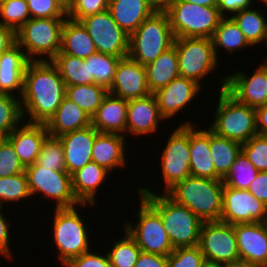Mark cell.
<instances>
[{"instance_id":"6da1fadb","label":"cell","mask_w":267,"mask_h":267,"mask_svg":"<svg viewBox=\"0 0 267 267\" xmlns=\"http://www.w3.org/2000/svg\"><path fill=\"white\" fill-rule=\"evenodd\" d=\"M66 87L51 61H30L20 97L24 121L47 124L66 97Z\"/></svg>"},{"instance_id":"7a4b0ae2","label":"cell","mask_w":267,"mask_h":267,"mask_svg":"<svg viewBox=\"0 0 267 267\" xmlns=\"http://www.w3.org/2000/svg\"><path fill=\"white\" fill-rule=\"evenodd\" d=\"M142 186L135 187L138 195L160 215L173 248L198 246L203 221L166 193Z\"/></svg>"},{"instance_id":"3957f363","label":"cell","mask_w":267,"mask_h":267,"mask_svg":"<svg viewBox=\"0 0 267 267\" xmlns=\"http://www.w3.org/2000/svg\"><path fill=\"white\" fill-rule=\"evenodd\" d=\"M223 181L189 176L175 184L166 194L187 207L203 222L220 221Z\"/></svg>"},{"instance_id":"277c9868","label":"cell","mask_w":267,"mask_h":267,"mask_svg":"<svg viewBox=\"0 0 267 267\" xmlns=\"http://www.w3.org/2000/svg\"><path fill=\"white\" fill-rule=\"evenodd\" d=\"M87 206L92 208L97 205L81 204L72 208H53V218L50 215L53 219V226L51 225L50 228L53 229L51 231L52 245L56 247L54 251L58 250L56 255H58L57 259L60 260L61 267L73 258L91 250V236L88 233L90 230L84 221L86 218L83 217L81 210L78 212V207Z\"/></svg>"},{"instance_id":"5b68a950","label":"cell","mask_w":267,"mask_h":267,"mask_svg":"<svg viewBox=\"0 0 267 267\" xmlns=\"http://www.w3.org/2000/svg\"><path fill=\"white\" fill-rule=\"evenodd\" d=\"M221 87L216 98L217 107L214 110V120L208 128L215 134L229 140L246 143L257 135L255 108L238 102L226 90V76L223 75Z\"/></svg>"},{"instance_id":"8992f818","label":"cell","mask_w":267,"mask_h":267,"mask_svg":"<svg viewBox=\"0 0 267 267\" xmlns=\"http://www.w3.org/2000/svg\"><path fill=\"white\" fill-rule=\"evenodd\" d=\"M65 20L30 18L16 32V43L30 61H51L60 52Z\"/></svg>"},{"instance_id":"52a82bcc","label":"cell","mask_w":267,"mask_h":267,"mask_svg":"<svg viewBox=\"0 0 267 267\" xmlns=\"http://www.w3.org/2000/svg\"><path fill=\"white\" fill-rule=\"evenodd\" d=\"M174 40L167 14L155 12L130 35L128 56L145 66L171 48Z\"/></svg>"},{"instance_id":"ba28073f","label":"cell","mask_w":267,"mask_h":267,"mask_svg":"<svg viewBox=\"0 0 267 267\" xmlns=\"http://www.w3.org/2000/svg\"><path fill=\"white\" fill-rule=\"evenodd\" d=\"M24 172L34 201L40 194L41 200L44 198L48 202L54 201V208H72L81 205L72 189V176L67 171H56L34 163L27 166Z\"/></svg>"},{"instance_id":"9c48e42d","label":"cell","mask_w":267,"mask_h":267,"mask_svg":"<svg viewBox=\"0 0 267 267\" xmlns=\"http://www.w3.org/2000/svg\"><path fill=\"white\" fill-rule=\"evenodd\" d=\"M175 38H212L222 16L217 7L179 0L166 12Z\"/></svg>"},{"instance_id":"30bf717a","label":"cell","mask_w":267,"mask_h":267,"mask_svg":"<svg viewBox=\"0 0 267 267\" xmlns=\"http://www.w3.org/2000/svg\"><path fill=\"white\" fill-rule=\"evenodd\" d=\"M138 198L139 209L134 212L137 219L133 218L138 222L134 224L128 219L122 224V229L135 240L142 252L168 256L174 248L160 215L141 196Z\"/></svg>"},{"instance_id":"8fae6325","label":"cell","mask_w":267,"mask_h":267,"mask_svg":"<svg viewBox=\"0 0 267 267\" xmlns=\"http://www.w3.org/2000/svg\"><path fill=\"white\" fill-rule=\"evenodd\" d=\"M174 45L180 76L194 80L202 87L201 81L217 67H221L214 53L212 38H175Z\"/></svg>"},{"instance_id":"7c38bea8","label":"cell","mask_w":267,"mask_h":267,"mask_svg":"<svg viewBox=\"0 0 267 267\" xmlns=\"http://www.w3.org/2000/svg\"><path fill=\"white\" fill-rule=\"evenodd\" d=\"M162 150L161 181L164 182V193L175 184L191 176L189 150V124H180L167 136Z\"/></svg>"},{"instance_id":"4fadbf2b","label":"cell","mask_w":267,"mask_h":267,"mask_svg":"<svg viewBox=\"0 0 267 267\" xmlns=\"http://www.w3.org/2000/svg\"><path fill=\"white\" fill-rule=\"evenodd\" d=\"M198 246L206 262L219 266L241 262L232 224L203 222Z\"/></svg>"},{"instance_id":"5bb4252c","label":"cell","mask_w":267,"mask_h":267,"mask_svg":"<svg viewBox=\"0 0 267 267\" xmlns=\"http://www.w3.org/2000/svg\"><path fill=\"white\" fill-rule=\"evenodd\" d=\"M80 22L87 29L97 52L116 57L129 55L130 36L114 21L108 9Z\"/></svg>"},{"instance_id":"9a60e30c","label":"cell","mask_w":267,"mask_h":267,"mask_svg":"<svg viewBox=\"0 0 267 267\" xmlns=\"http://www.w3.org/2000/svg\"><path fill=\"white\" fill-rule=\"evenodd\" d=\"M265 59V60H264ZM238 70L226 75L225 90L238 102L252 108L267 104V59L256 67L252 75Z\"/></svg>"},{"instance_id":"2e32d148","label":"cell","mask_w":267,"mask_h":267,"mask_svg":"<svg viewBox=\"0 0 267 267\" xmlns=\"http://www.w3.org/2000/svg\"><path fill=\"white\" fill-rule=\"evenodd\" d=\"M220 221L232 225L267 222V205L248 190H238L224 185Z\"/></svg>"},{"instance_id":"e0dca14e","label":"cell","mask_w":267,"mask_h":267,"mask_svg":"<svg viewBox=\"0 0 267 267\" xmlns=\"http://www.w3.org/2000/svg\"><path fill=\"white\" fill-rule=\"evenodd\" d=\"M162 121L165 123L166 119L161 115L154 94L127 101L126 138L129 134L135 138L155 134Z\"/></svg>"},{"instance_id":"ac0fdd59","label":"cell","mask_w":267,"mask_h":267,"mask_svg":"<svg viewBox=\"0 0 267 267\" xmlns=\"http://www.w3.org/2000/svg\"><path fill=\"white\" fill-rule=\"evenodd\" d=\"M202 86L194 80L178 76L164 88L154 93L161 115L166 119H172L185 108L193 104L197 95H201ZM200 92V93H199ZM193 101V102H192Z\"/></svg>"},{"instance_id":"d6986e66","label":"cell","mask_w":267,"mask_h":267,"mask_svg":"<svg viewBox=\"0 0 267 267\" xmlns=\"http://www.w3.org/2000/svg\"><path fill=\"white\" fill-rule=\"evenodd\" d=\"M108 91L127 101L151 94L145 66L129 56L121 58L116 67L113 84Z\"/></svg>"},{"instance_id":"ffe728a7","label":"cell","mask_w":267,"mask_h":267,"mask_svg":"<svg viewBox=\"0 0 267 267\" xmlns=\"http://www.w3.org/2000/svg\"><path fill=\"white\" fill-rule=\"evenodd\" d=\"M241 262L267 266V222L233 225Z\"/></svg>"},{"instance_id":"44dd1931","label":"cell","mask_w":267,"mask_h":267,"mask_svg":"<svg viewBox=\"0 0 267 267\" xmlns=\"http://www.w3.org/2000/svg\"><path fill=\"white\" fill-rule=\"evenodd\" d=\"M99 132L92 126L59 136L64 150L66 171L72 175L92 161V148Z\"/></svg>"},{"instance_id":"7402d4cb","label":"cell","mask_w":267,"mask_h":267,"mask_svg":"<svg viewBox=\"0 0 267 267\" xmlns=\"http://www.w3.org/2000/svg\"><path fill=\"white\" fill-rule=\"evenodd\" d=\"M48 135L46 124L23 121L6 138L12 143L22 164L27 167L36 163Z\"/></svg>"},{"instance_id":"603a6c76","label":"cell","mask_w":267,"mask_h":267,"mask_svg":"<svg viewBox=\"0 0 267 267\" xmlns=\"http://www.w3.org/2000/svg\"><path fill=\"white\" fill-rule=\"evenodd\" d=\"M192 122L186 120L181 123L189 124L191 176L216 179V170L210 154V129H197L199 126Z\"/></svg>"},{"instance_id":"cb8c5ba5","label":"cell","mask_w":267,"mask_h":267,"mask_svg":"<svg viewBox=\"0 0 267 267\" xmlns=\"http://www.w3.org/2000/svg\"><path fill=\"white\" fill-rule=\"evenodd\" d=\"M29 62L17 43L0 56V93L21 97Z\"/></svg>"},{"instance_id":"d4e9b609","label":"cell","mask_w":267,"mask_h":267,"mask_svg":"<svg viewBox=\"0 0 267 267\" xmlns=\"http://www.w3.org/2000/svg\"><path fill=\"white\" fill-rule=\"evenodd\" d=\"M125 137L116 133L99 132L95 137L92 148V161L111 173L115 169L125 167L128 164L126 163L128 160L126 156L129 153L126 152L129 145H127L128 140Z\"/></svg>"},{"instance_id":"484cf974","label":"cell","mask_w":267,"mask_h":267,"mask_svg":"<svg viewBox=\"0 0 267 267\" xmlns=\"http://www.w3.org/2000/svg\"><path fill=\"white\" fill-rule=\"evenodd\" d=\"M92 126L101 133L126 135L127 100L108 92L96 113L91 117Z\"/></svg>"},{"instance_id":"4316f807","label":"cell","mask_w":267,"mask_h":267,"mask_svg":"<svg viewBox=\"0 0 267 267\" xmlns=\"http://www.w3.org/2000/svg\"><path fill=\"white\" fill-rule=\"evenodd\" d=\"M110 171L98 165L94 161L88 162L83 168L74 172L72 176V189L75 197L81 204H98L97 193ZM96 197V198H95Z\"/></svg>"},{"instance_id":"83f0119b","label":"cell","mask_w":267,"mask_h":267,"mask_svg":"<svg viewBox=\"0 0 267 267\" xmlns=\"http://www.w3.org/2000/svg\"><path fill=\"white\" fill-rule=\"evenodd\" d=\"M108 10L129 36L155 13L148 0H109Z\"/></svg>"},{"instance_id":"f1b7e54d","label":"cell","mask_w":267,"mask_h":267,"mask_svg":"<svg viewBox=\"0 0 267 267\" xmlns=\"http://www.w3.org/2000/svg\"><path fill=\"white\" fill-rule=\"evenodd\" d=\"M90 125H92L91 116L67 97L63 99L54 116L46 124L49 135L54 137Z\"/></svg>"},{"instance_id":"f546056e","label":"cell","mask_w":267,"mask_h":267,"mask_svg":"<svg viewBox=\"0 0 267 267\" xmlns=\"http://www.w3.org/2000/svg\"><path fill=\"white\" fill-rule=\"evenodd\" d=\"M145 69L147 84L152 94L180 76L175 45L163 52L157 59L145 65Z\"/></svg>"},{"instance_id":"4dcf8cb0","label":"cell","mask_w":267,"mask_h":267,"mask_svg":"<svg viewBox=\"0 0 267 267\" xmlns=\"http://www.w3.org/2000/svg\"><path fill=\"white\" fill-rule=\"evenodd\" d=\"M60 52L84 60L97 50L83 24L66 18L62 29Z\"/></svg>"},{"instance_id":"1f68e13d","label":"cell","mask_w":267,"mask_h":267,"mask_svg":"<svg viewBox=\"0 0 267 267\" xmlns=\"http://www.w3.org/2000/svg\"><path fill=\"white\" fill-rule=\"evenodd\" d=\"M242 152V144L219 136L210 130V154L216 170V180H223Z\"/></svg>"},{"instance_id":"d6a6232c","label":"cell","mask_w":267,"mask_h":267,"mask_svg":"<svg viewBox=\"0 0 267 267\" xmlns=\"http://www.w3.org/2000/svg\"><path fill=\"white\" fill-rule=\"evenodd\" d=\"M212 41L214 53L218 61H221L219 60L220 49L223 51L224 48L225 52L233 55L234 52L236 54L241 49L250 48L251 50L253 48L232 18H222L215 29Z\"/></svg>"},{"instance_id":"836d02e7","label":"cell","mask_w":267,"mask_h":267,"mask_svg":"<svg viewBox=\"0 0 267 267\" xmlns=\"http://www.w3.org/2000/svg\"><path fill=\"white\" fill-rule=\"evenodd\" d=\"M254 7L237 12L231 18L252 46L267 45V16L262 13L264 10Z\"/></svg>"},{"instance_id":"e575fe53","label":"cell","mask_w":267,"mask_h":267,"mask_svg":"<svg viewBox=\"0 0 267 267\" xmlns=\"http://www.w3.org/2000/svg\"><path fill=\"white\" fill-rule=\"evenodd\" d=\"M51 62L57 67L66 86L95 84L89 78L88 65L83 59L59 52Z\"/></svg>"},{"instance_id":"d590c367","label":"cell","mask_w":267,"mask_h":267,"mask_svg":"<svg viewBox=\"0 0 267 267\" xmlns=\"http://www.w3.org/2000/svg\"><path fill=\"white\" fill-rule=\"evenodd\" d=\"M121 58L110 54L96 52L84 59L88 65L89 78L94 79V83L109 90L113 84L116 67Z\"/></svg>"},{"instance_id":"8d00e7d4","label":"cell","mask_w":267,"mask_h":267,"mask_svg":"<svg viewBox=\"0 0 267 267\" xmlns=\"http://www.w3.org/2000/svg\"><path fill=\"white\" fill-rule=\"evenodd\" d=\"M108 92L105 87L97 84L66 87V97L76 103L91 117L96 113Z\"/></svg>"},{"instance_id":"74e56055","label":"cell","mask_w":267,"mask_h":267,"mask_svg":"<svg viewBox=\"0 0 267 267\" xmlns=\"http://www.w3.org/2000/svg\"><path fill=\"white\" fill-rule=\"evenodd\" d=\"M123 230V237L110 244L111 249L106 252L112 267H134L141 253L135 240Z\"/></svg>"},{"instance_id":"f35d334b","label":"cell","mask_w":267,"mask_h":267,"mask_svg":"<svg viewBox=\"0 0 267 267\" xmlns=\"http://www.w3.org/2000/svg\"><path fill=\"white\" fill-rule=\"evenodd\" d=\"M28 199L32 200V196L25 172L9 177H0V206L4 204V207H7L5 204L12 202L13 204H19L21 201L24 204Z\"/></svg>"},{"instance_id":"ab89813d","label":"cell","mask_w":267,"mask_h":267,"mask_svg":"<svg viewBox=\"0 0 267 267\" xmlns=\"http://www.w3.org/2000/svg\"><path fill=\"white\" fill-rule=\"evenodd\" d=\"M23 121L20 98L0 93V136L7 137Z\"/></svg>"},{"instance_id":"60d3db41","label":"cell","mask_w":267,"mask_h":267,"mask_svg":"<svg viewBox=\"0 0 267 267\" xmlns=\"http://www.w3.org/2000/svg\"><path fill=\"white\" fill-rule=\"evenodd\" d=\"M259 171L243 152L237 157L230 171L222 180L223 184L238 190H247Z\"/></svg>"},{"instance_id":"b9f144b4","label":"cell","mask_w":267,"mask_h":267,"mask_svg":"<svg viewBox=\"0 0 267 267\" xmlns=\"http://www.w3.org/2000/svg\"><path fill=\"white\" fill-rule=\"evenodd\" d=\"M30 19L27 0H5L0 4V23L17 32Z\"/></svg>"},{"instance_id":"7bdbcfd3","label":"cell","mask_w":267,"mask_h":267,"mask_svg":"<svg viewBox=\"0 0 267 267\" xmlns=\"http://www.w3.org/2000/svg\"><path fill=\"white\" fill-rule=\"evenodd\" d=\"M36 163L56 171H66L64 150L59 137L48 135L45 138Z\"/></svg>"},{"instance_id":"ee69618b","label":"cell","mask_w":267,"mask_h":267,"mask_svg":"<svg viewBox=\"0 0 267 267\" xmlns=\"http://www.w3.org/2000/svg\"><path fill=\"white\" fill-rule=\"evenodd\" d=\"M242 152L259 172L267 171V136H253L242 144Z\"/></svg>"},{"instance_id":"f6af8a7d","label":"cell","mask_w":267,"mask_h":267,"mask_svg":"<svg viewBox=\"0 0 267 267\" xmlns=\"http://www.w3.org/2000/svg\"><path fill=\"white\" fill-rule=\"evenodd\" d=\"M25 168L12 143L6 137H2L0 139V177L24 173Z\"/></svg>"},{"instance_id":"bcb514c9","label":"cell","mask_w":267,"mask_h":267,"mask_svg":"<svg viewBox=\"0 0 267 267\" xmlns=\"http://www.w3.org/2000/svg\"><path fill=\"white\" fill-rule=\"evenodd\" d=\"M205 262L199 246L178 247L167 256V267H202Z\"/></svg>"},{"instance_id":"7dc6e473","label":"cell","mask_w":267,"mask_h":267,"mask_svg":"<svg viewBox=\"0 0 267 267\" xmlns=\"http://www.w3.org/2000/svg\"><path fill=\"white\" fill-rule=\"evenodd\" d=\"M109 0H73L67 9V18L74 21L103 12L108 9Z\"/></svg>"},{"instance_id":"c3c4849f","label":"cell","mask_w":267,"mask_h":267,"mask_svg":"<svg viewBox=\"0 0 267 267\" xmlns=\"http://www.w3.org/2000/svg\"><path fill=\"white\" fill-rule=\"evenodd\" d=\"M30 18H67V10L57 0H27Z\"/></svg>"},{"instance_id":"681fc988","label":"cell","mask_w":267,"mask_h":267,"mask_svg":"<svg viewBox=\"0 0 267 267\" xmlns=\"http://www.w3.org/2000/svg\"><path fill=\"white\" fill-rule=\"evenodd\" d=\"M93 249L90 251L83 253L82 255L73 258L63 267H112L109 258L105 253H96Z\"/></svg>"},{"instance_id":"f907efd6","label":"cell","mask_w":267,"mask_h":267,"mask_svg":"<svg viewBox=\"0 0 267 267\" xmlns=\"http://www.w3.org/2000/svg\"><path fill=\"white\" fill-rule=\"evenodd\" d=\"M5 211L4 206H0V256H3L9 260L14 259L12 256V249L10 245L11 241V221L6 218L7 215L3 213Z\"/></svg>"},{"instance_id":"816d5d0a","label":"cell","mask_w":267,"mask_h":267,"mask_svg":"<svg viewBox=\"0 0 267 267\" xmlns=\"http://www.w3.org/2000/svg\"><path fill=\"white\" fill-rule=\"evenodd\" d=\"M251 0H218V10L223 18H231L237 12L251 8Z\"/></svg>"},{"instance_id":"f5cc1de1","label":"cell","mask_w":267,"mask_h":267,"mask_svg":"<svg viewBox=\"0 0 267 267\" xmlns=\"http://www.w3.org/2000/svg\"><path fill=\"white\" fill-rule=\"evenodd\" d=\"M247 190L267 205V171H260Z\"/></svg>"},{"instance_id":"db71d44e","label":"cell","mask_w":267,"mask_h":267,"mask_svg":"<svg viewBox=\"0 0 267 267\" xmlns=\"http://www.w3.org/2000/svg\"><path fill=\"white\" fill-rule=\"evenodd\" d=\"M134 267H167V256L141 251Z\"/></svg>"},{"instance_id":"11a10c76","label":"cell","mask_w":267,"mask_h":267,"mask_svg":"<svg viewBox=\"0 0 267 267\" xmlns=\"http://www.w3.org/2000/svg\"><path fill=\"white\" fill-rule=\"evenodd\" d=\"M16 43V32L0 23V56Z\"/></svg>"},{"instance_id":"9f6ffc18","label":"cell","mask_w":267,"mask_h":267,"mask_svg":"<svg viewBox=\"0 0 267 267\" xmlns=\"http://www.w3.org/2000/svg\"><path fill=\"white\" fill-rule=\"evenodd\" d=\"M257 133L267 136V104L255 109Z\"/></svg>"},{"instance_id":"6f0895ef","label":"cell","mask_w":267,"mask_h":267,"mask_svg":"<svg viewBox=\"0 0 267 267\" xmlns=\"http://www.w3.org/2000/svg\"><path fill=\"white\" fill-rule=\"evenodd\" d=\"M155 12L166 13L179 0H148Z\"/></svg>"},{"instance_id":"680465c9","label":"cell","mask_w":267,"mask_h":267,"mask_svg":"<svg viewBox=\"0 0 267 267\" xmlns=\"http://www.w3.org/2000/svg\"><path fill=\"white\" fill-rule=\"evenodd\" d=\"M188 3H193L196 5L206 6V7H217L218 0H183Z\"/></svg>"},{"instance_id":"91938a15","label":"cell","mask_w":267,"mask_h":267,"mask_svg":"<svg viewBox=\"0 0 267 267\" xmlns=\"http://www.w3.org/2000/svg\"><path fill=\"white\" fill-rule=\"evenodd\" d=\"M222 267H259V266L252 265V264H249V263H244V262H238V263L225 265V266H222Z\"/></svg>"},{"instance_id":"94428289","label":"cell","mask_w":267,"mask_h":267,"mask_svg":"<svg viewBox=\"0 0 267 267\" xmlns=\"http://www.w3.org/2000/svg\"><path fill=\"white\" fill-rule=\"evenodd\" d=\"M66 10L71 6L73 0H57Z\"/></svg>"},{"instance_id":"6125c7cd","label":"cell","mask_w":267,"mask_h":267,"mask_svg":"<svg viewBox=\"0 0 267 267\" xmlns=\"http://www.w3.org/2000/svg\"><path fill=\"white\" fill-rule=\"evenodd\" d=\"M202 267H222L213 263L205 262Z\"/></svg>"},{"instance_id":"be15d7a7","label":"cell","mask_w":267,"mask_h":267,"mask_svg":"<svg viewBox=\"0 0 267 267\" xmlns=\"http://www.w3.org/2000/svg\"><path fill=\"white\" fill-rule=\"evenodd\" d=\"M253 3L254 2H260V3H263L264 5L263 6H265V7H267V0H251Z\"/></svg>"}]
</instances>
